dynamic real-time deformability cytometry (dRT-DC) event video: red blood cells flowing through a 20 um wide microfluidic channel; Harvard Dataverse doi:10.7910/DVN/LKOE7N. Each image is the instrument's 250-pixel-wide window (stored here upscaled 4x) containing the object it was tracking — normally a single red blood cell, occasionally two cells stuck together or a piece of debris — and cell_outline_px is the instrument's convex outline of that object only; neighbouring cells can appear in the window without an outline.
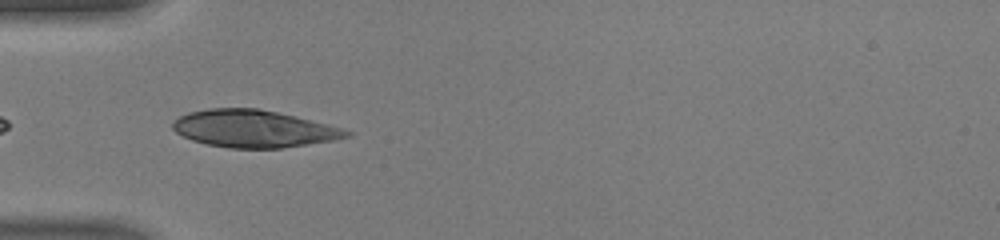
{"species": "human", "species_latin": "Homo sapiens", "temperature_condition": "warm", "stored_images_in_passage": 20, "camera_frame_rate_fps": 3000, "um_per_image_px": 0.085, "donor": {"sex": "male"}, "frame": {"image": 1, "passage_image": 1, "time_ms": 0.0, "image_size_px": [1000, 240], "cell_outline_px": [[352, 136], [332, 140], [280, 148], [228, 148], [208, 144], [192, 140], [176, 132], [172, 128], [172, 120], [188, 112], [208, 108], [256, 108], [296, 116], [328, 124], [352, 132]], "centroid_in_image_um": [21.53, 10.93], "position_along_channel_um": 63.5, "area_um2": 37.57}}
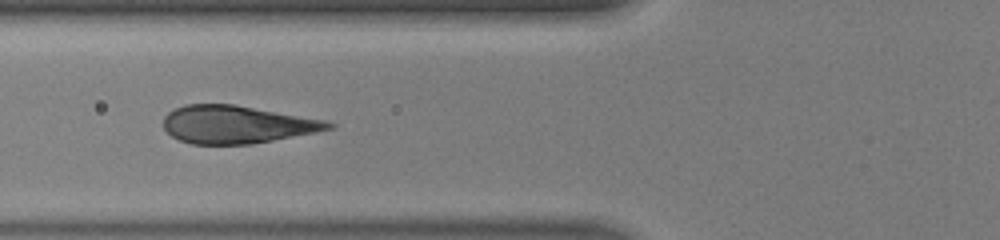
{"frame": {"image": 2, "passage_image": 4, "time_ms": 1.0, "image_size_px": [1000, 240], "cell_outline_px": [[336, 128], [316, 132], [252, 144], [192, 144], [180, 140], [172, 136], [164, 128], [164, 116], [168, 112], [184, 104], [236, 104], [328, 120], [336, 124]], "centroid_in_image_um": [20.18, 10.57], "position_along_channel_um": 105.6, "area_um2": 36.59}}